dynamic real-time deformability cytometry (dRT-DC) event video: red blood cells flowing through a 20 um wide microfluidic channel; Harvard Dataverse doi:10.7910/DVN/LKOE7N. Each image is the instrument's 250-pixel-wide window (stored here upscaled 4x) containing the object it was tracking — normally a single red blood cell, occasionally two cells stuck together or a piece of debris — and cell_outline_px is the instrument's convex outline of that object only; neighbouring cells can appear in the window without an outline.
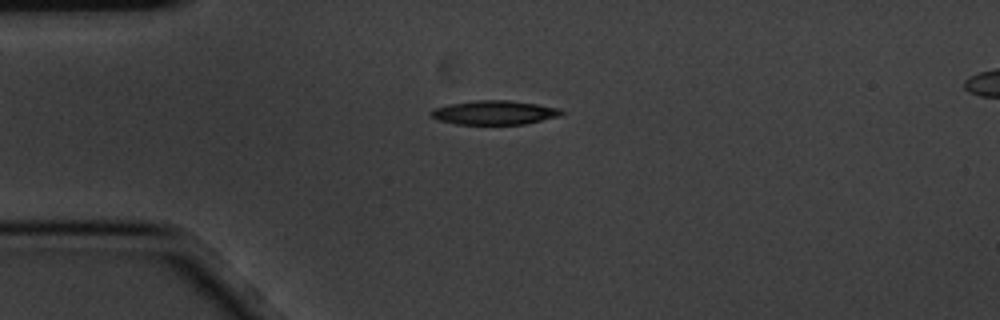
{"species": "common noctule bat (a hibernating species)", "species_latin": "Nyctalus noctula", "temperature_condition": "cold", "stored_images_in_passage": 5, "camera_frame_rate_fps": 3000, "um_per_image_px": 0.085, "animal": {"sex": "male", "body_mass_g": 20.1, "forearm_length_mm": 53.5}, "frame": {"image": 1, "passage_image": 3, "time_ms": 0.667, "image_size_px": [1000, 320], "cell_outline_px": [[564, 112], [560, 116], [524, 124], [456, 124], [440, 120], [432, 116], [428, 112], [432, 108], [448, 104], [476, 100], [508, 100], [536, 104], [560, 108]], "centroid_in_image_um": [42.0, 9.56], "position_along_channel_um": 43.0, "area_um2": 18.26}}
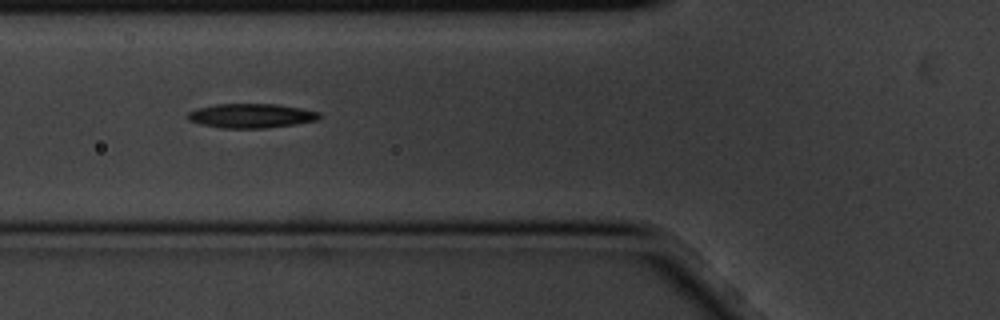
{"frame": {"image": 2, "passage_image": 5, "time_ms": 1.333, "image_size_px": [1000, 320], "cell_outline_px": [[320, 116], [316, 120], [292, 124], [264, 128], [220, 128], [200, 124], [188, 120], [188, 112], [196, 108], [216, 104], [276, 104], [300, 108], [320, 112]], "centroid_in_image_um": [21.29, 9.83], "position_along_channel_um": 104.5, "area_um2": 18.5}}